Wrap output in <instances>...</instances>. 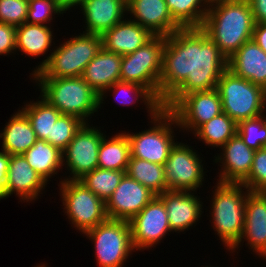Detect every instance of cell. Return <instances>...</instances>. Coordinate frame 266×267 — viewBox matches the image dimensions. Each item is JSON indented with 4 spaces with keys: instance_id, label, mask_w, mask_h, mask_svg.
Here are the masks:
<instances>
[{
    "instance_id": "30bf717a",
    "label": "cell",
    "mask_w": 266,
    "mask_h": 267,
    "mask_svg": "<svg viewBox=\"0 0 266 267\" xmlns=\"http://www.w3.org/2000/svg\"><path fill=\"white\" fill-rule=\"evenodd\" d=\"M94 242L97 265L122 267L134 252L129 221L107 219L84 233Z\"/></svg>"
},
{
    "instance_id": "ba28073f",
    "label": "cell",
    "mask_w": 266,
    "mask_h": 267,
    "mask_svg": "<svg viewBox=\"0 0 266 267\" xmlns=\"http://www.w3.org/2000/svg\"><path fill=\"white\" fill-rule=\"evenodd\" d=\"M165 43L166 36H154L135 52L123 55L120 81L137 83L147 88L159 100V80Z\"/></svg>"
},
{
    "instance_id": "f6af8a7d",
    "label": "cell",
    "mask_w": 266,
    "mask_h": 267,
    "mask_svg": "<svg viewBox=\"0 0 266 267\" xmlns=\"http://www.w3.org/2000/svg\"><path fill=\"white\" fill-rule=\"evenodd\" d=\"M7 172H0V200L7 198Z\"/></svg>"
},
{
    "instance_id": "4dcf8cb0",
    "label": "cell",
    "mask_w": 266,
    "mask_h": 267,
    "mask_svg": "<svg viewBox=\"0 0 266 267\" xmlns=\"http://www.w3.org/2000/svg\"><path fill=\"white\" fill-rule=\"evenodd\" d=\"M40 97L39 101L27 102L21 110L28 117L37 140L45 141L47 137H51V129L62 113L41 95Z\"/></svg>"
},
{
    "instance_id": "f1b7e54d",
    "label": "cell",
    "mask_w": 266,
    "mask_h": 267,
    "mask_svg": "<svg viewBox=\"0 0 266 267\" xmlns=\"http://www.w3.org/2000/svg\"><path fill=\"white\" fill-rule=\"evenodd\" d=\"M107 91L113 92L112 94L113 96L114 94H116L115 97L116 96L118 97H116L115 100H117L118 103L122 104L123 106L130 104L133 105L134 103L140 100H141L140 103L143 101L144 105H146V108H148L147 111L148 114H150L148 115L150 118H153L163 108V104L147 88L137 83L123 82V81L115 82L111 87H108L99 95V108H101V104L104 101V97H106L104 94H107L106 93ZM121 93H123L124 96L127 94V96L129 97L131 96L130 94L132 93L133 94L132 98L133 96L134 98L131 100V98L125 96L127 97V99L124 100Z\"/></svg>"
},
{
    "instance_id": "ac0fdd59",
    "label": "cell",
    "mask_w": 266,
    "mask_h": 267,
    "mask_svg": "<svg viewBox=\"0 0 266 267\" xmlns=\"http://www.w3.org/2000/svg\"><path fill=\"white\" fill-rule=\"evenodd\" d=\"M222 152L215 157V163H221L218 182L241 183L252 167L255 150L249 148L236 133L222 147Z\"/></svg>"
},
{
    "instance_id": "7402d4cb",
    "label": "cell",
    "mask_w": 266,
    "mask_h": 267,
    "mask_svg": "<svg viewBox=\"0 0 266 267\" xmlns=\"http://www.w3.org/2000/svg\"><path fill=\"white\" fill-rule=\"evenodd\" d=\"M153 37L148 29L128 18L101 35L102 47L121 56L135 52Z\"/></svg>"
},
{
    "instance_id": "2e32d148",
    "label": "cell",
    "mask_w": 266,
    "mask_h": 267,
    "mask_svg": "<svg viewBox=\"0 0 266 267\" xmlns=\"http://www.w3.org/2000/svg\"><path fill=\"white\" fill-rule=\"evenodd\" d=\"M128 12L132 15L129 19L154 36H169L182 29L173 19L165 0H127Z\"/></svg>"
},
{
    "instance_id": "f546056e",
    "label": "cell",
    "mask_w": 266,
    "mask_h": 267,
    "mask_svg": "<svg viewBox=\"0 0 266 267\" xmlns=\"http://www.w3.org/2000/svg\"><path fill=\"white\" fill-rule=\"evenodd\" d=\"M164 166L139 158H129L125 173L157 196L167 191Z\"/></svg>"
},
{
    "instance_id": "74e56055",
    "label": "cell",
    "mask_w": 266,
    "mask_h": 267,
    "mask_svg": "<svg viewBox=\"0 0 266 267\" xmlns=\"http://www.w3.org/2000/svg\"><path fill=\"white\" fill-rule=\"evenodd\" d=\"M63 13L55 0H28L26 23L48 25L54 15Z\"/></svg>"
},
{
    "instance_id": "d6a6232c",
    "label": "cell",
    "mask_w": 266,
    "mask_h": 267,
    "mask_svg": "<svg viewBox=\"0 0 266 267\" xmlns=\"http://www.w3.org/2000/svg\"><path fill=\"white\" fill-rule=\"evenodd\" d=\"M173 19L182 28H201L209 8L208 0H165Z\"/></svg>"
},
{
    "instance_id": "4316f807",
    "label": "cell",
    "mask_w": 266,
    "mask_h": 267,
    "mask_svg": "<svg viewBox=\"0 0 266 267\" xmlns=\"http://www.w3.org/2000/svg\"><path fill=\"white\" fill-rule=\"evenodd\" d=\"M23 156L46 183L63 168L62 151L43 140H37Z\"/></svg>"
},
{
    "instance_id": "ab89813d",
    "label": "cell",
    "mask_w": 266,
    "mask_h": 267,
    "mask_svg": "<svg viewBox=\"0 0 266 267\" xmlns=\"http://www.w3.org/2000/svg\"><path fill=\"white\" fill-rule=\"evenodd\" d=\"M16 51V27L0 22V55Z\"/></svg>"
},
{
    "instance_id": "44dd1931",
    "label": "cell",
    "mask_w": 266,
    "mask_h": 267,
    "mask_svg": "<svg viewBox=\"0 0 266 267\" xmlns=\"http://www.w3.org/2000/svg\"><path fill=\"white\" fill-rule=\"evenodd\" d=\"M80 7L87 27L83 32L102 35L124 19L127 0H84Z\"/></svg>"
},
{
    "instance_id": "cb8c5ba5",
    "label": "cell",
    "mask_w": 266,
    "mask_h": 267,
    "mask_svg": "<svg viewBox=\"0 0 266 267\" xmlns=\"http://www.w3.org/2000/svg\"><path fill=\"white\" fill-rule=\"evenodd\" d=\"M122 56L103 47L86 65L81 77L98 95L120 81Z\"/></svg>"
},
{
    "instance_id": "ee69618b",
    "label": "cell",
    "mask_w": 266,
    "mask_h": 267,
    "mask_svg": "<svg viewBox=\"0 0 266 267\" xmlns=\"http://www.w3.org/2000/svg\"><path fill=\"white\" fill-rule=\"evenodd\" d=\"M10 155L1 149L0 151V172H8Z\"/></svg>"
},
{
    "instance_id": "5bb4252c",
    "label": "cell",
    "mask_w": 266,
    "mask_h": 267,
    "mask_svg": "<svg viewBox=\"0 0 266 267\" xmlns=\"http://www.w3.org/2000/svg\"><path fill=\"white\" fill-rule=\"evenodd\" d=\"M170 111L176 117L179 128L183 131H192V133L200 125L223 112L221 97L217 89L188 93Z\"/></svg>"
},
{
    "instance_id": "6da1fadb",
    "label": "cell",
    "mask_w": 266,
    "mask_h": 267,
    "mask_svg": "<svg viewBox=\"0 0 266 267\" xmlns=\"http://www.w3.org/2000/svg\"><path fill=\"white\" fill-rule=\"evenodd\" d=\"M228 59L201 28H182L166 36L159 101L170 110L184 95L217 88Z\"/></svg>"
},
{
    "instance_id": "9a60e30c",
    "label": "cell",
    "mask_w": 266,
    "mask_h": 267,
    "mask_svg": "<svg viewBox=\"0 0 266 267\" xmlns=\"http://www.w3.org/2000/svg\"><path fill=\"white\" fill-rule=\"evenodd\" d=\"M157 195L126 173L105 202L108 219L130 221Z\"/></svg>"
},
{
    "instance_id": "52a82bcc",
    "label": "cell",
    "mask_w": 266,
    "mask_h": 267,
    "mask_svg": "<svg viewBox=\"0 0 266 267\" xmlns=\"http://www.w3.org/2000/svg\"><path fill=\"white\" fill-rule=\"evenodd\" d=\"M150 123L154 126L148 130L126 133L130 144V157L164 166L171 149L177 143L172 126L179 128L178 121L170 110L162 108L151 118Z\"/></svg>"
},
{
    "instance_id": "3957f363",
    "label": "cell",
    "mask_w": 266,
    "mask_h": 267,
    "mask_svg": "<svg viewBox=\"0 0 266 267\" xmlns=\"http://www.w3.org/2000/svg\"><path fill=\"white\" fill-rule=\"evenodd\" d=\"M101 48L102 38L99 34L83 32L72 36L56 46L30 75L32 78L79 77Z\"/></svg>"
},
{
    "instance_id": "bcb514c9",
    "label": "cell",
    "mask_w": 266,
    "mask_h": 267,
    "mask_svg": "<svg viewBox=\"0 0 266 267\" xmlns=\"http://www.w3.org/2000/svg\"><path fill=\"white\" fill-rule=\"evenodd\" d=\"M35 267H47V265H45V264H42V265H38V266H35Z\"/></svg>"
},
{
    "instance_id": "5b68a950",
    "label": "cell",
    "mask_w": 266,
    "mask_h": 267,
    "mask_svg": "<svg viewBox=\"0 0 266 267\" xmlns=\"http://www.w3.org/2000/svg\"><path fill=\"white\" fill-rule=\"evenodd\" d=\"M33 80L38 83L41 96L64 115L75 116L88 123V118L99 109V95L81 76Z\"/></svg>"
},
{
    "instance_id": "ffe728a7",
    "label": "cell",
    "mask_w": 266,
    "mask_h": 267,
    "mask_svg": "<svg viewBox=\"0 0 266 267\" xmlns=\"http://www.w3.org/2000/svg\"><path fill=\"white\" fill-rule=\"evenodd\" d=\"M46 184L23 155H10L6 180L7 197L16 193L21 202H31L38 199Z\"/></svg>"
},
{
    "instance_id": "83f0119b",
    "label": "cell",
    "mask_w": 266,
    "mask_h": 267,
    "mask_svg": "<svg viewBox=\"0 0 266 267\" xmlns=\"http://www.w3.org/2000/svg\"><path fill=\"white\" fill-rule=\"evenodd\" d=\"M130 158V144L126 132L102 138L98 152V167L126 171Z\"/></svg>"
},
{
    "instance_id": "4fadbf2b",
    "label": "cell",
    "mask_w": 266,
    "mask_h": 267,
    "mask_svg": "<svg viewBox=\"0 0 266 267\" xmlns=\"http://www.w3.org/2000/svg\"><path fill=\"white\" fill-rule=\"evenodd\" d=\"M134 250L155 247L168 232H172L163 201L156 196L130 221Z\"/></svg>"
},
{
    "instance_id": "7c38bea8",
    "label": "cell",
    "mask_w": 266,
    "mask_h": 267,
    "mask_svg": "<svg viewBox=\"0 0 266 267\" xmlns=\"http://www.w3.org/2000/svg\"><path fill=\"white\" fill-rule=\"evenodd\" d=\"M105 136L98 127L84 123L62 152L63 166L70 175L63 180H79L98 167V152ZM65 164V165H64Z\"/></svg>"
},
{
    "instance_id": "60d3db41",
    "label": "cell",
    "mask_w": 266,
    "mask_h": 267,
    "mask_svg": "<svg viewBox=\"0 0 266 267\" xmlns=\"http://www.w3.org/2000/svg\"><path fill=\"white\" fill-rule=\"evenodd\" d=\"M255 24L266 23V0H248Z\"/></svg>"
},
{
    "instance_id": "e575fe53",
    "label": "cell",
    "mask_w": 266,
    "mask_h": 267,
    "mask_svg": "<svg viewBox=\"0 0 266 267\" xmlns=\"http://www.w3.org/2000/svg\"><path fill=\"white\" fill-rule=\"evenodd\" d=\"M83 124L75 116L62 114L51 129V137L45 141L63 152Z\"/></svg>"
},
{
    "instance_id": "d6986e66",
    "label": "cell",
    "mask_w": 266,
    "mask_h": 267,
    "mask_svg": "<svg viewBox=\"0 0 266 267\" xmlns=\"http://www.w3.org/2000/svg\"><path fill=\"white\" fill-rule=\"evenodd\" d=\"M158 197L166 207L171 231H186L199 221L203 203L194 192L167 190Z\"/></svg>"
},
{
    "instance_id": "8d00e7d4",
    "label": "cell",
    "mask_w": 266,
    "mask_h": 267,
    "mask_svg": "<svg viewBox=\"0 0 266 267\" xmlns=\"http://www.w3.org/2000/svg\"><path fill=\"white\" fill-rule=\"evenodd\" d=\"M252 192H266V147L255 151L249 175L241 182Z\"/></svg>"
},
{
    "instance_id": "d590c367",
    "label": "cell",
    "mask_w": 266,
    "mask_h": 267,
    "mask_svg": "<svg viewBox=\"0 0 266 267\" xmlns=\"http://www.w3.org/2000/svg\"><path fill=\"white\" fill-rule=\"evenodd\" d=\"M241 121L237 124V134L251 149L266 147V115Z\"/></svg>"
},
{
    "instance_id": "7bdbcfd3",
    "label": "cell",
    "mask_w": 266,
    "mask_h": 267,
    "mask_svg": "<svg viewBox=\"0 0 266 267\" xmlns=\"http://www.w3.org/2000/svg\"><path fill=\"white\" fill-rule=\"evenodd\" d=\"M58 7L64 12L66 13L67 10H70L72 7L77 6L78 5H82L84 0H55Z\"/></svg>"
},
{
    "instance_id": "f35d334b",
    "label": "cell",
    "mask_w": 266,
    "mask_h": 267,
    "mask_svg": "<svg viewBox=\"0 0 266 267\" xmlns=\"http://www.w3.org/2000/svg\"><path fill=\"white\" fill-rule=\"evenodd\" d=\"M28 0H0V22L15 27L26 22Z\"/></svg>"
},
{
    "instance_id": "d4e9b609",
    "label": "cell",
    "mask_w": 266,
    "mask_h": 267,
    "mask_svg": "<svg viewBox=\"0 0 266 267\" xmlns=\"http://www.w3.org/2000/svg\"><path fill=\"white\" fill-rule=\"evenodd\" d=\"M2 150L9 155H23L36 141L33 127L22 110H18L10 117L0 133Z\"/></svg>"
},
{
    "instance_id": "7a4b0ae2",
    "label": "cell",
    "mask_w": 266,
    "mask_h": 267,
    "mask_svg": "<svg viewBox=\"0 0 266 267\" xmlns=\"http://www.w3.org/2000/svg\"><path fill=\"white\" fill-rule=\"evenodd\" d=\"M254 27L248 0H217L209 4L201 29L229 59L252 39Z\"/></svg>"
},
{
    "instance_id": "8992f818",
    "label": "cell",
    "mask_w": 266,
    "mask_h": 267,
    "mask_svg": "<svg viewBox=\"0 0 266 267\" xmlns=\"http://www.w3.org/2000/svg\"><path fill=\"white\" fill-rule=\"evenodd\" d=\"M216 89L223 112L237 124L261 116L266 111L265 89L235 75L228 68L221 74Z\"/></svg>"
},
{
    "instance_id": "603a6c76",
    "label": "cell",
    "mask_w": 266,
    "mask_h": 267,
    "mask_svg": "<svg viewBox=\"0 0 266 267\" xmlns=\"http://www.w3.org/2000/svg\"><path fill=\"white\" fill-rule=\"evenodd\" d=\"M228 69L235 75L266 88V53L252 39L228 59Z\"/></svg>"
},
{
    "instance_id": "484cf974",
    "label": "cell",
    "mask_w": 266,
    "mask_h": 267,
    "mask_svg": "<svg viewBox=\"0 0 266 267\" xmlns=\"http://www.w3.org/2000/svg\"><path fill=\"white\" fill-rule=\"evenodd\" d=\"M48 25L24 23L16 27V50L27 56L46 55L53 43V31Z\"/></svg>"
},
{
    "instance_id": "277c9868",
    "label": "cell",
    "mask_w": 266,
    "mask_h": 267,
    "mask_svg": "<svg viewBox=\"0 0 266 267\" xmlns=\"http://www.w3.org/2000/svg\"><path fill=\"white\" fill-rule=\"evenodd\" d=\"M210 216L213 230L229 251L240 241L244 230L248 188L242 183H221L214 186ZM244 188V189H243ZM245 190V192H244Z\"/></svg>"
},
{
    "instance_id": "836d02e7",
    "label": "cell",
    "mask_w": 266,
    "mask_h": 267,
    "mask_svg": "<svg viewBox=\"0 0 266 267\" xmlns=\"http://www.w3.org/2000/svg\"><path fill=\"white\" fill-rule=\"evenodd\" d=\"M124 174L125 171L97 167L93 171L86 173L79 181L106 202L119 185Z\"/></svg>"
},
{
    "instance_id": "e0dca14e",
    "label": "cell",
    "mask_w": 266,
    "mask_h": 267,
    "mask_svg": "<svg viewBox=\"0 0 266 267\" xmlns=\"http://www.w3.org/2000/svg\"><path fill=\"white\" fill-rule=\"evenodd\" d=\"M247 241L250 250L263 258L266 254V192L249 191L245 207L244 230L231 252ZM239 246V247H238ZM233 250V251H232Z\"/></svg>"
},
{
    "instance_id": "1f68e13d",
    "label": "cell",
    "mask_w": 266,
    "mask_h": 267,
    "mask_svg": "<svg viewBox=\"0 0 266 267\" xmlns=\"http://www.w3.org/2000/svg\"><path fill=\"white\" fill-rule=\"evenodd\" d=\"M236 133L237 123L224 112L203 123L193 132L198 140L201 139L205 145L214 148H221Z\"/></svg>"
},
{
    "instance_id": "8fae6325",
    "label": "cell",
    "mask_w": 266,
    "mask_h": 267,
    "mask_svg": "<svg viewBox=\"0 0 266 267\" xmlns=\"http://www.w3.org/2000/svg\"><path fill=\"white\" fill-rule=\"evenodd\" d=\"M192 146L177 142L164 164L167 190L196 192L204 181L201 157Z\"/></svg>"
},
{
    "instance_id": "b9f144b4",
    "label": "cell",
    "mask_w": 266,
    "mask_h": 267,
    "mask_svg": "<svg viewBox=\"0 0 266 267\" xmlns=\"http://www.w3.org/2000/svg\"><path fill=\"white\" fill-rule=\"evenodd\" d=\"M252 40L266 53V23L255 24Z\"/></svg>"
},
{
    "instance_id": "7dc6e473",
    "label": "cell",
    "mask_w": 266,
    "mask_h": 267,
    "mask_svg": "<svg viewBox=\"0 0 266 267\" xmlns=\"http://www.w3.org/2000/svg\"><path fill=\"white\" fill-rule=\"evenodd\" d=\"M214 1H217V0H208L209 3L214 2Z\"/></svg>"
},
{
    "instance_id": "9c48e42d",
    "label": "cell",
    "mask_w": 266,
    "mask_h": 267,
    "mask_svg": "<svg viewBox=\"0 0 266 267\" xmlns=\"http://www.w3.org/2000/svg\"><path fill=\"white\" fill-rule=\"evenodd\" d=\"M58 186L63 210L82 234L108 219L105 202L79 180H62Z\"/></svg>"
}]
</instances>
